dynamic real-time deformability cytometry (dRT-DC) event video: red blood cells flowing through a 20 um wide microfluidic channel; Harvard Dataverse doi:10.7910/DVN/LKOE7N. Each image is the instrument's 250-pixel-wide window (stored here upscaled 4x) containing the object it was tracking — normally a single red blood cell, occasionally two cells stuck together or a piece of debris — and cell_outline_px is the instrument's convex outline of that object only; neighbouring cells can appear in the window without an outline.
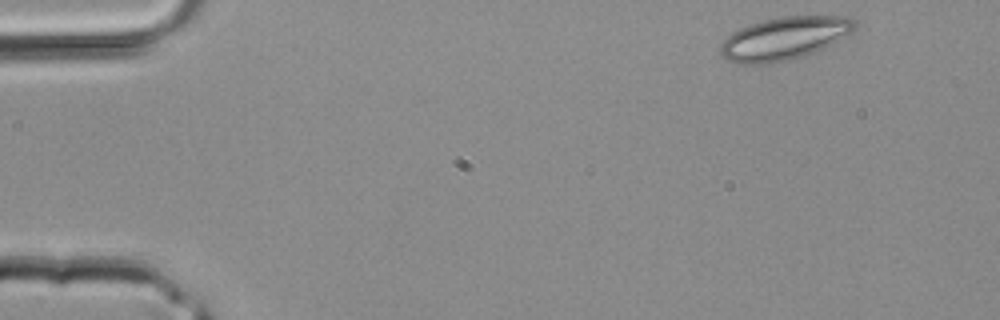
{"species": "common noctule bat (a hibernating species)", "species_latin": "Nyctalus noctula", "temperature_condition": "room temperature", "stored_images_in_passage": 3, "camera_frame_rate_fps": 3000, "um_per_image_px": 0.085, "animal": {"sex": "male", "body_mass_g": 20.4}, "frame": {"image": 1, "passage_image": 1, "time_ms": 0.0, "image_size_px": [1000, 320], "cell_outline_px": [[856, 28], [852, 32], [804, 56], [788, 60], [764, 64], [736, 64], [724, 60], [720, 52], [720, 44], [732, 32], [740, 28], [764, 20], [784, 16], [848, 16], [856, 20]], "centroid_in_image_um": [66.62, 3.27], "position_along_channel_um": 18.4, "area_um2": 33.29}}